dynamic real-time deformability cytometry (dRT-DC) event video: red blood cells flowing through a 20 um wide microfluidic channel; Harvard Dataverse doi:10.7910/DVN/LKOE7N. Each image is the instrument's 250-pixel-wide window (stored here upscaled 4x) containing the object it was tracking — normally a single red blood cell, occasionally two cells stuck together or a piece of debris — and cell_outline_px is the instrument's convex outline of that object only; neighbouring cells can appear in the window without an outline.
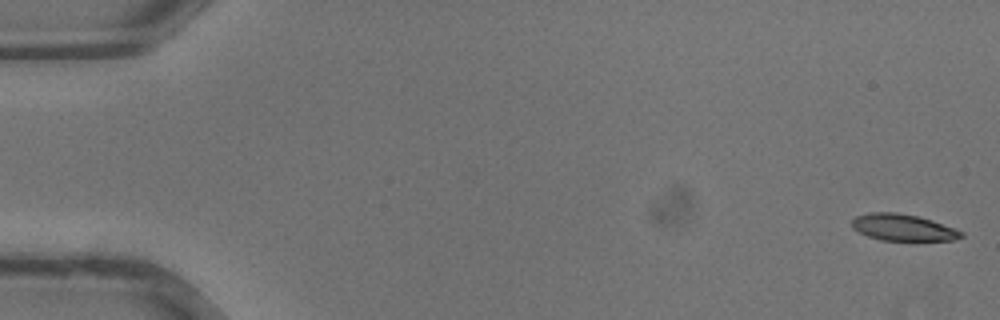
{"species": "common noctule bat (a hibernating species)", "species_latin": "Nyctalus noctula", "temperature_condition": "warm", "stored_images_in_passage": 37, "camera_frame_rate_fps": 3000, "um_per_image_px": 0.085, "animal": {"sex": "male", "body_mass_g": 13.3}, "frame": {"image": 1, "passage_image": 1, "time_ms": 0.0, "image_size_px": [1000, 320], "cell_outline_px": [[964, 236], [952, 240], [916, 244], [880, 240], [868, 236], [852, 228], [852, 220], [856, 216], [868, 212], [896, 212], [916, 216], [932, 220], [964, 232]], "centroid_in_image_um": [76.8, 19.4], "position_along_channel_um": 8.2, "area_um2": 17.86}}
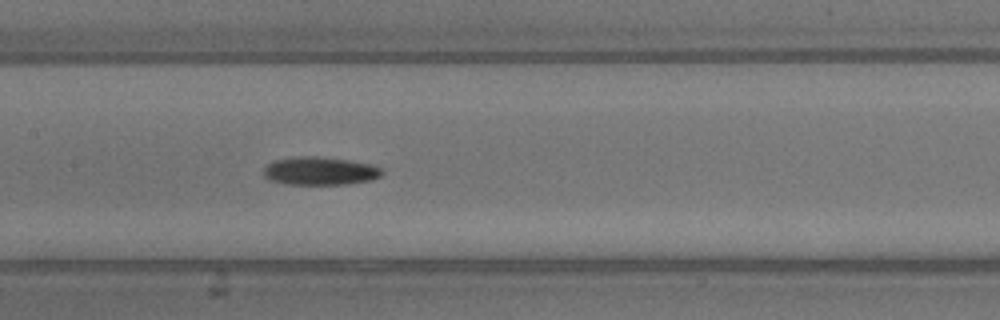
{"frame": {"image": 2, "passage_image": 18, "time_ms": 5.667, "image_size_px": [1000, 320], "cell_outline_px": [[384, 172], [380, 176], [372, 180], [344, 184], [288, 184], [268, 180], [264, 176], [264, 168], [268, 164], [276, 160], [296, 156], [312, 156], [348, 160], [372, 164], [384, 168]], "centroid_in_image_um": [27.23, 14.53], "position_along_channel_um": 180.2, "area_um2": 19.42}}
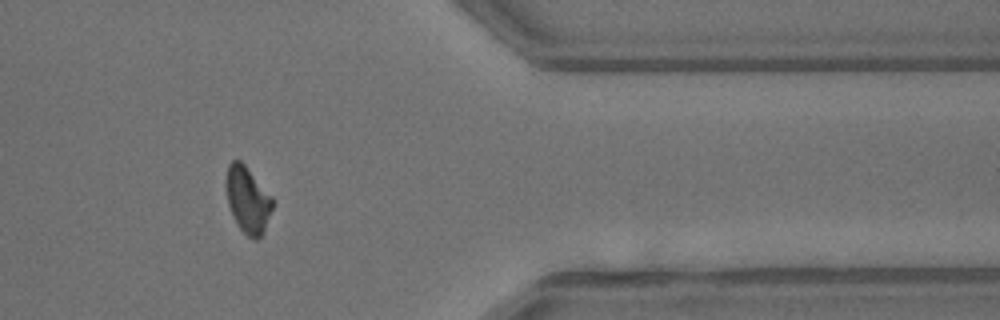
{"frame": {"image": 3, "passage_image": 30, "time_ms": 9.667, "image_size_px": [1000, 320], "cell_outline_px": [[272, 208], [264, 232], [256, 240], [248, 236], [240, 228], [228, 204], [224, 184], [228, 164], [232, 160], [240, 160], [244, 164], [272, 196]], "centroid_in_image_um": [21.03, 16.95], "position_along_channel_um": 390.4, "area_um2": 17.8}}